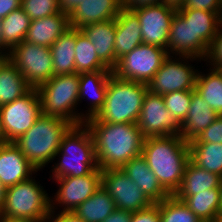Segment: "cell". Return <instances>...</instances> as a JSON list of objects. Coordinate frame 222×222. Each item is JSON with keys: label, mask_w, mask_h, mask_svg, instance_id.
I'll list each match as a JSON object with an SVG mask.
<instances>
[{"label": "cell", "mask_w": 222, "mask_h": 222, "mask_svg": "<svg viewBox=\"0 0 222 222\" xmlns=\"http://www.w3.org/2000/svg\"><path fill=\"white\" fill-rule=\"evenodd\" d=\"M131 216H132V212L116 208L102 222H130Z\"/></svg>", "instance_id": "obj_44"}, {"label": "cell", "mask_w": 222, "mask_h": 222, "mask_svg": "<svg viewBox=\"0 0 222 222\" xmlns=\"http://www.w3.org/2000/svg\"><path fill=\"white\" fill-rule=\"evenodd\" d=\"M6 187L0 182V214L4 206Z\"/></svg>", "instance_id": "obj_50"}, {"label": "cell", "mask_w": 222, "mask_h": 222, "mask_svg": "<svg viewBox=\"0 0 222 222\" xmlns=\"http://www.w3.org/2000/svg\"><path fill=\"white\" fill-rule=\"evenodd\" d=\"M21 8L31 21L61 12L58 0H21Z\"/></svg>", "instance_id": "obj_37"}, {"label": "cell", "mask_w": 222, "mask_h": 222, "mask_svg": "<svg viewBox=\"0 0 222 222\" xmlns=\"http://www.w3.org/2000/svg\"><path fill=\"white\" fill-rule=\"evenodd\" d=\"M101 186L113 198L117 209L137 212L153 204L121 168L101 170Z\"/></svg>", "instance_id": "obj_13"}, {"label": "cell", "mask_w": 222, "mask_h": 222, "mask_svg": "<svg viewBox=\"0 0 222 222\" xmlns=\"http://www.w3.org/2000/svg\"><path fill=\"white\" fill-rule=\"evenodd\" d=\"M94 45L98 58L110 69L115 68L114 41L116 34V20L88 24L81 28Z\"/></svg>", "instance_id": "obj_23"}, {"label": "cell", "mask_w": 222, "mask_h": 222, "mask_svg": "<svg viewBox=\"0 0 222 222\" xmlns=\"http://www.w3.org/2000/svg\"><path fill=\"white\" fill-rule=\"evenodd\" d=\"M147 91L145 83L123 80L112 74L107 83L103 108L85 122L137 124Z\"/></svg>", "instance_id": "obj_5"}, {"label": "cell", "mask_w": 222, "mask_h": 222, "mask_svg": "<svg viewBox=\"0 0 222 222\" xmlns=\"http://www.w3.org/2000/svg\"><path fill=\"white\" fill-rule=\"evenodd\" d=\"M8 60L18 69L31 88L37 89L54 76L50 47L24 40L9 51Z\"/></svg>", "instance_id": "obj_8"}, {"label": "cell", "mask_w": 222, "mask_h": 222, "mask_svg": "<svg viewBox=\"0 0 222 222\" xmlns=\"http://www.w3.org/2000/svg\"><path fill=\"white\" fill-rule=\"evenodd\" d=\"M76 29L69 28L50 47L53 60V75L76 73Z\"/></svg>", "instance_id": "obj_27"}, {"label": "cell", "mask_w": 222, "mask_h": 222, "mask_svg": "<svg viewBox=\"0 0 222 222\" xmlns=\"http://www.w3.org/2000/svg\"><path fill=\"white\" fill-rule=\"evenodd\" d=\"M174 57L168 55L164 59L161 67L147 83L149 92L163 96L170 92L195 89L198 70L189 61L201 60L188 56Z\"/></svg>", "instance_id": "obj_11"}, {"label": "cell", "mask_w": 222, "mask_h": 222, "mask_svg": "<svg viewBox=\"0 0 222 222\" xmlns=\"http://www.w3.org/2000/svg\"><path fill=\"white\" fill-rule=\"evenodd\" d=\"M9 50L3 45L2 41V21L0 19V59L8 58Z\"/></svg>", "instance_id": "obj_47"}, {"label": "cell", "mask_w": 222, "mask_h": 222, "mask_svg": "<svg viewBox=\"0 0 222 222\" xmlns=\"http://www.w3.org/2000/svg\"><path fill=\"white\" fill-rule=\"evenodd\" d=\"M55 212L56 211L51 210L44 222H84L72 212L60 211L57 215L54 214Z\"/></svg>", "instance_id": "obj_42"}, {"label": "cell", "mask_w": 222, "mask_h": 222, "mask_svg": "<svg viewBox=\"0 0 222 222\" xmlns=\"http://www.w3.org/2000/svg\"><path fill=\"white\" fill-rule=\"evenodd\" d=\"M52 167V179L80 177L98 170L94 139L86 124L73 125L63 136Z\"/></svg>", "instance_id": "obj_4"}, {"label": "cell", "mask_w": 222, "mask_h": 222, "mask_svg": "<svg viewBox=\"0 0 222 222\" xmlns=\"http://www.w3.org/2000/svg\"><path fill=\"white\" fill-rule=\"evenodd\" d=\"M218 116L209 104L195 90H192L189 111L182 123L181 137L190 142L197 138Z\"/></svg>", "instance_id": "obj_25"}, {"label": "cell", "mask_w": 222, "mask_h": 222, "mask_svg": "<svg viewBox=\"0 0 222 222\" xmlns=\"http://www.w3.org/2000/svg\"><path fill=\"white\" fill-rule=\"evenodd\" d=\"M137 125L144 138L181 136L182 123L165 107L162 95L145 94Z\"/></svg>", "instance_id": "obj_12"}, {"label": "cell", "mask_w": 222, "mask_h": 222, "mask_svg": "<svg viewBox=\"0 0 222 222\" xmlns=\"http://www.w3.org/2000/svg\"><path fill=\"white\" fill-rule=\"evenodd\" d=\"M75 66L77 74L110 70L98 58L94 45L81 29H76Z\"/></svg>", "instance_id": "obj_34"}, {"label": "cell", "mask_w": 222, "mask_h": 222, "mask_svg": "<svg viewBox=\"0 0 222 222\" xmlns=\"http://www.w3.org/2000/svg\"><path fill=\"white\" fill-rule=\"evenodd\" d=\"M208 74L198 71L195 91L218 115H222V74L210 68Z\"/></svg>", "instance_id": "obj_31"}, {"label": "cell", "mask_w": 222, "mask_h": 222, "mask_svg": "<svg viewBox=\"0 0 222 222\" xmlns=\"http://www.w3.org/2000/svg\"><path fill=\"white\" fill-rule=\"evenodd\" d=\"M116 209L113 198L101 186L85 202L72 211L84 222H102Z\"/></svg>", "instance_id": "obj_30"}, {"label": "cell", "mask_w": 222, "mask_h": 222, "mask_svg": "<svg viewBox=\"0 0 222 222\" xmlns=\"http://www.w3.org/2000/svg\"><path fill=\"white\" fill-rule=\"evenodd\" d=\"M161 222H202L180 199L169 195L159 203Z\"/></svg>", "instance_id": "obj_35"}, {"label": "cell", "mask_w": 222, "mask_h": 222, "mask_svg": "<svg viewBox=\"0 0 222 222\" xmlns=\"http://www.w3.org/2000/svg\"><path fill=\"white\" fill-rule=\"evenodd\" d=\"M221 181L222 177L218 174L200 168L189 160L181 186L175 195H195L207 189L220 188Z\"/></svg>", "instance_id": "obj_29"}, {"label": "cell", "mask_w": 222, "mask_h": 222, "mask_svg": "<svg viewBox=\"0 0 222 222\" xmlns=\"http://www.w3.org/2000/svg\"><path fill=\"white\" fill-rule=\"evenodd\" d=\"M21 7V0H0V19Z\"/></svg>", "instance_id": "obj_43"}, {"label": "cell", "mask_w": 222, "mask_h": 222, "mask_svg": "<svg viewBox=\"0 0 222 222\" xmlns=\"http://www.w3.org/2000/svg\"><path fill=\"white\" fill-rule=\"evenodd\" d=\"M192 97V90L170 92L163 95L165 107L181 123L185 120Z\"/></svg>", "instance_id": "obj_36"}, {"label": "cell", "mask_w": 222, "mask_h": 222, "mask_svg": "<svg viewBox=\"0 0 222 222\" xmlns=\"http://www.w3.org/2000/svg\"><path fill=\"white\" fill-rule=\"evenodd\" d=\"M139 17L142 42L167 50V41L173 16L177 9L158 3L133 10Z\"/></svg>", "instance_id": "obj_15"}, {"label": "cell", "mask_w": 222, "mask_h": 222, "mask_svg": "<svg viewBox=\"0 0 222 222\" xmlns=\"http://www.w3.org/2000/svg\"><path fill=\"white\" fill-rule=\"evenodd\" d=\"M160 3V0H126L122 7L127 10H135L142 7L151 6Z\"/></svg>", "instance_id": "obj_45"}, {"label": "cell", "mask_w": 222, "mask_h": 222, "mask_svg": "<svg viewBox=\"0 0 222 222\" xmlns=\"http://www.w3.org/2000/svg\"><path fill=\"white\" fill-rule=\"evenodd\" d=\"M94 139L98 167L121 168L142 154L144 137L136 123L85 122Z\"/></svg>", "instance_id": "obj_1"}, {"label": "cell", "mask_w": 222, "mask_h": 222, "mask_svg": "<svg viewBox=\"0 0 222 222\" xmlns=\"http://www.w3.org/2000/svg\"><path fill=\"white\" fill-rule=\"evenodd\" d=\"M41 114L40 98L35 88L11 103L1 105L4 143L16 141L32 127Z\"/></svg>", "instance_id": "obj_10"}, {"label": "cell", "mask_w": 222, "mask_h": 222, "mask_svg": "<svg viewBox=\"0 0 222 222\" xmlns=\"http://www.w3.org/2000/svg\"><path fill=\"white\" fill-rule=\"evenodd\" d=\"M116 20L115 67L120 58L142 44L140 20L133 10L121 8Z\"/></svg>", "instance_id": "obj_19"}, {"label": "cell", "mask_w": 222, "mask_h": 222, "mask_svg": "<svg viewBox=\"0 0 222 222\" xmlns=\"http://www.w3.org/2000/svg\"><path fill=\"white\" fill-rule=\"evenodd\" d=\"M1 21L3 45L10 51L25 40L31 19L20 7L1 19Z\"/></svg>", "instance_id": "obj_33"}, {"label": "cell", "mask_w": 222, "mask_h": 222, "mask_svg": "<svg viewBox=\"0 0 222 222\" xmlns=\"http://www.w3.org/2000/svg\"><path fill=\"white\" fill-rule=\"evenodd\" d=\"M121 170L131 178L153 204L160 203L169 196L142 155L132 158L121 167Z\"/></svg>", "instance_id": "obj_20"}, {"label": "cell", "mask_w": 222, "mask_h": 222, "mask_svg": "<svg viewBox=\"0 0 222 222\" xmlns=\"http://www.w3.org/2000/svg\"><path fill=\"white\" fill-rule=\"evenodd\" d=\"M34 178V179H33ZM35 177L6 188L0 218L45 220L51 211V196Z\"/></svg>", "instance_id": "obj_7"}, {"label": "cell", "mask_w": 222, "mask_h": 222, "mask_svg": "<svg viewBox=\"0 0 222 222\" xmlns=\"http://www.w3.org/2000/svg\"><path fill=\"white\" fill-rule=\"evenodd\" d=\"M167 56L166 49L142 43L120 58L112 71L117 78L147 84Z\"/></svg>", "instance_id": "obj_9"}, {"label": "cell", "mask_w": 222, "mask_h": 222, "mask_svg": "<svg viewBox=\"0 0 222 222\" xmlns=\"http://www.w3.org/2000/svg\"><path fill=\"white\" fill-rule=\"evenodd\" d=\"M0 222H44V220L21 219V218H0Z\"/></svg>", "instance_id": "obj_48"}, {"label": "cell", "mask_w": 222, "mask_h": 222, "mask_svg": "<svg viewBox=\"0 0 222 222\" xmlns=\"http://www.w3.org/2000/svg\"><path fill=\"white\" fill-rule=\"evenodd\" d=\"M178 9H201L211 12H222L221 0H185Z\"/></svg>", "instance_id": "obj_41"}, {"label": "cell", "mask_w": 222, "mask_h": 222, "mask_svg": "<svg viewBox=\"0 0 222 222\" xmlns=\"http://www.w3.org/2000/svg\"><path fill=\"white\" fill-rule=\"evenodd\" d=\"M54 181L60 185L51 199V210L55 211L57 206H63L61 212H72L101 187V169L80 177L55 178Z\"/></svg>", "instance_id": "obj_14"}, {"label": "cell", "mask_w": 222, "mask_h": 222, "mask_svg": "<svg viewBox=\"0 0 222 222\" xmlns=\"http://www.w3.org/2000/svg\"><path fill=\"white\" fill-rule=\"evenodd\" d=\"M185 0H160V3L169 5L171 7H174L176 9L182 7Z\"/></svg>", "instance_id": "obj_49"}, {"label": "cell", "mask_w": 222, "mask_h": 222, "mask_svg": "<svg viewBox=\"0 0 222 222\" xmlns=\"http://www.w3.org/2000/svg\"><path fill=\"white\" fill-rule=\"evenodd\" d=\"M121 8L119 0H84L69 14L70 27L81 29L88 24L115 19Z\"/></svg>", "instance_id": "obj_17"}, {"label": "cell", "mask_w": 222, "mask_h": 222, "mask_svg": "<svg viewBox=\"0 0 222 222\" xmlns=\"http://www.w3.org/2000/svg\"><path fill=\"white\" fill-rule=\"evenodd\" d=\"M162 188L175 195L179 190L185 167L190 160L189 142L181 136L144 138L142 154Z\"/></svg>", "instance_id": "obj_2"}, {"label": "cell", "mask_w": 222, "mask_h": 222, "mask_svg": "<svg viewBox=\"0 0 222 222\" xmlns=\"http://www.w3.org/2000/svg\"><path fill=\"white\" fill-rule=\"evenodd\" d=\"M222 143V115L202 131L197 138L189 143Z\"/></svg>", "instance_id": "obj_39"}, {"label": "cell", "mask_w": 222, "mask_h": 222, "mask_svg": "<svg viewBox=\"0 0 222 222\" xmlns=\"http://www.w3.org/2000/svg\"><path fill=\"white\" fill-rule=\"evenodd\" d=\"M171 52V53H170ZM168 55L188 56L198 59L205 55L193 44V29L183 16L176 11L173 16L167 41Z\"/></svg>", "instance_id": "obj_24"}, {"label": "cell", "mask_w": 222, "mask_h": 222, "mask_svg": "<svg viewBox=\"0 0 222 222\" xmlns=\"http://www.w3.org/2000/svg\"><path fill=\"white\" fill-rule=\"evenodd\" d=\"M218 70L220 71V73L222 74V67L218 68Z\"/></svg>", "instance_id": "obj_53"}, {"label": "cell", "mask_w": 222, "mask_h": 222, "mask_svg": "<svg viewBox=\"0 0 222 222\" xmlns=\"http://www.w3.org/2000/svg\"><path fill=\"white\" fill-rule=\"evenodd\" d=\"M130 222H161L159 203L152 204L143 210L132 212Z\"/></svg>", "instance_id": "obj_40"}, {"label": "cell", "mask_w": 222, "mask_h": 222, "mask_svg": "<svg viewBox=\"0 0 222 222\" xmlns=\"http://www.w3.org/2000/svg\"><path fill=\"white\" fill-rule=\"evenodd\" d=\"M204 61H207L211 67L218 69L222 67V24L219 26L216 35L208 46Z\"/></svg>", "instance_id": "obj_38"}, {"label": "cell", "mask_w": 222, "mask_h": 222, "mask_svg": "<svg viewBox=\"0 0 222 222\" xmlns=\"http://www.w3.org/2000/svg\"><path fill=\"white\" fill-rule=\"evenodd\" d=\"M221 204H222V181H221ZM221 214H222V207H221Z\"/></svg>", "instance_id": "obj_52"}, {"label": "cell", "mask_w": 222, "mask_h": 222, "mask_svg": "<svg viewBox=\"0 0 222 222\" xmlns=\"http://www.w3.org/2000/svg\"><path fill=\"white\" fill-rule=\"evenodd\" d=\"M121 2V4H123L126 0H119Z\"/></svg>", "instance_id": "obj_55"}, {"label": "cell", "mask_w": 222, "mask_h": 222, "mask_svg": "<svg viewBox=\"0 0 222 222\" xmlns=\"http://www.w3.org/2000/svg\"><path fill=\"white\" fill-rule=\"evenodd\" d=\"M69 14L60 12L30 23L25 41L35 45L51 47L53 43L69 30Z\"/></svg>", "instance_id": "obj_22"}, {"label": "cell", "mask_w": 222, "mask_h": 222, "mask_svg": "<svg viewBox=\"0 0 222 222\" xmlns=\"http://www.w3.org/2000/svg\"><path fill=\"white\" fill-rule=\"evenodd\" d=\"M30 89L26 79L8 58L0 59V106L13 102Z\"/></svg>", "instance_id": "obj_28"}, {"label": "cell", "mask_w": 222, "mask_h": 222, "mask_svg": "<svg viewBox=\"0 0 222 222\" xmlns=\"http://www.w3.org/2000/svg\"><path fill=\"white\" fill-rule=\"evenodd\" d=\"M84 0H58L62 12L70 14Z\"/></svg>", "instance_id": "obj_46"}, {"label": "cell", "mask_w": 222, "mask_h": 222, "mask_svg": "<svg viewBox=\"0 0 222 222\" xmlns=\"http://www.w3.org/2000/svg\"><path fill=\"white\" fill-rule=\"evenodd\" d=\"M190 160L222 177V143H189Z\"/></svg>", "instance_id": "obj_32"}, {"label": "cell", "mask_w": 222, "mask_h": 222, "mask_svg": "<svg viewBox=\"0 0 222 222\" xmlns=\"http://www.w3.org/2000/svg\"><path fill=\"white\" fill-rule=\"evenodd\" d=\"M202 222H219L221 215V188H212L195 195H175Z\"/></svg>", "instance_id": "obj_26"}, {"label": "cell", "mask_w": 222, "mask_h": 222, "mask_svg": "<svg viewBox=\"0 0 222 222\" xmlns=\"http://www.w3.org/2000/svg\"><path fill=\"white\" fill-rule=\"evenodd\" d=\"M2 143H4V133H3V127H2L1 117H0V144Z\"/></svg>", "instance_id": "obj_51"}, {"label": "cell", "mask_w": 222, "mask_h": 222, "mask_svg": "<svg viewBox=\"0 0 222 222\" xmlns=\"http://www.w3.org/2000/svg\"><path fill=\"white\" fill-rule=\"evenodd\" d=\"M41 112L68 120L73 125L85 123V113H78L79 74H59L37 88Z\"/></svg>", "instance_id": "obj_6"}, {"label": "cell", "mask_w": 222, "mask_h": 222, "mask_svg": "<svg viewBox=\"0 0 222 222\" xmlns=\"http://www.w3.org/2000/svg\"><path fill=\"white\" fill-rule=\"evenodd\" d=\"M219 222H222V214L220 215V219H219Z\"/></svg>", "instance_id": "obj_54"}, {"label": "cell", "mask_w": 222, "mask_h": 222, "mask_svg": "<svg viewBox=\"0 0 222 222\" xmlns=\"http://www.w3.org/2000/svg\"><path fill=\"white\" fill-rule=\"evenodd\" d=\"M177 11L193 29V44L206 55L209 44L222 24V12L201 9H177Z\"/></svg>", "instance_id": "obj_18"}, {"label": "cell", "mask_w": 222, "mask_h": 222, "mask_svg": "<svg viewBox=\"0 0 222 222\" xmlns=\"http://www.w3.org/2000/svg\"><path fill=\"white\" fill-rule=\"evenodd\" d=\"M37 172L13 142L0 144V182L6 188L29 179Z\"/></svg>", "instance_id": "obj_16"}, {"label": "cell", "mask_w": 222, "mask_h": 222, "mask_svg": "<svg viewBox=\"0 0 222 222\" xmlns=\"http://www.w3.org/2000/svg\"><path fill=\"white\" fill-rule=\"evenodd\" d=\"M112 74V70H98L79 74V103L87 96L92 98L88 103L90 107L85 114V121L96 116L103 108L107 83Z\"/></svg>", "instance_id": "obj_21"}, {"label": "cell", "mask_w": 222, "mask_h": 222, "mask_svg": "<svg viewBox=\"0 0 222 222\" xmlns=\"http://www.w3.org/2000/svg\"><path fill=\"white\" fill-rule=\"evenodd\" d=\"M73 126L64 118L41 114L32 127L13 143L39 171L53 162L63 136Z\"/></svg>", "instance_id": "obj_3"}]
</instances>
